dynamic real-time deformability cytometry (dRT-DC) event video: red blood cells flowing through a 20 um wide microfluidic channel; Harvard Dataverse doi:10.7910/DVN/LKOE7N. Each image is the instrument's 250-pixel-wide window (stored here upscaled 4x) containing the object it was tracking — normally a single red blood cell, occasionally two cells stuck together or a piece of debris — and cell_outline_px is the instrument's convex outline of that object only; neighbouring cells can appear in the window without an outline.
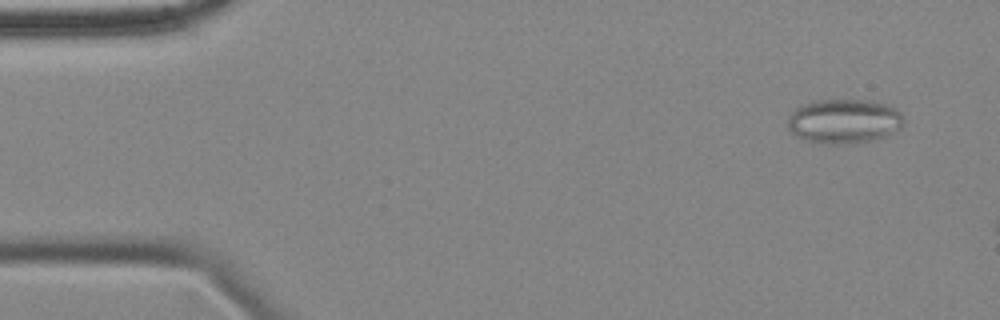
{"species": "common noctule bat (a hibernating species)", "species_latin": "Nyctalus noctula", "temperature_condition": "cold", "stored_images_in_passage": 11, "camera_frame_rate_fps": 3000, "um_per_image_px": 0.085, "animal": {"sex": "female", "body_mass_g": 18.4}, "frame": {"image": 1, "passage_image": 4, "time_ms": 1.0, "image_size_px": [1000, 320], "cell_outline_px": [[904, 124], [900, 128], [884, 136], [868, 140], [804, 140], [796, 136], [788, 128], [788, 112], [804, 104], [816, 100], [868, 100], [884, 104], [896, 108], [904, 116]], "centroid_in_image_um": [71.74, 10.22], "position_along_channel_um": 13.3, "area_um2": 28.84}}